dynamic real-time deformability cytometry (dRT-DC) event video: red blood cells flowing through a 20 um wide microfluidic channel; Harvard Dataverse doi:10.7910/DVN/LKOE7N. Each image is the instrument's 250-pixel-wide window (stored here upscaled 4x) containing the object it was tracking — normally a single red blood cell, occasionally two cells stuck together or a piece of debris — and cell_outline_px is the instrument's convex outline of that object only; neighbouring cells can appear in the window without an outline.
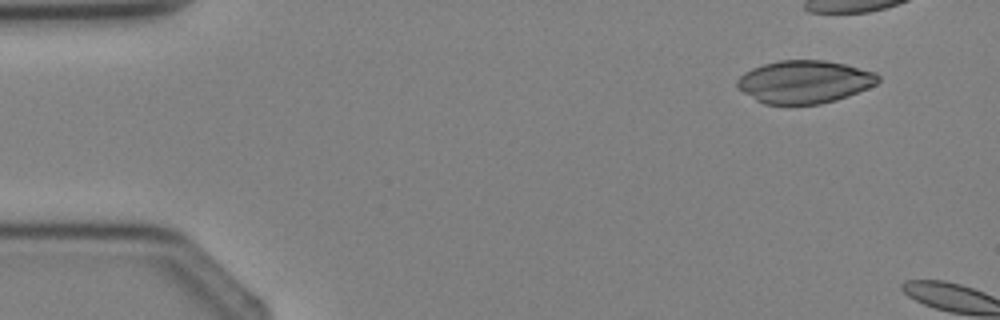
{"species": "Egyptian fruit bat (a non-hibernating species)", "species_latin": "Rousettus aegyptiacus", "temperature_condition": "cold", "stored_images_in_passage": 2, "camera_frame_rate_fps": 3000, "um_per_image_px": 0.085, "animal": {"sex": "female"}, "frame": {"image": 1, "passage_image": 1, "time_ms": 0.0, "image_size_px": [1000, 320], "cell_outline_px": [[880, 80], [876, 84], [868, 88], [848, 96], [836, 100], [820, 104], [764, 104], [756, 100], [744, 92], [736, 84], [736, 80], [744, 72], [752, 68], [776, 60], [824, 60], [844, 64], [876, 72], [880, 76]], "centroid_in_image_um": [68.39, 6.95], "position_along_channel_um": 16.6, "area_um2": 35.14}}